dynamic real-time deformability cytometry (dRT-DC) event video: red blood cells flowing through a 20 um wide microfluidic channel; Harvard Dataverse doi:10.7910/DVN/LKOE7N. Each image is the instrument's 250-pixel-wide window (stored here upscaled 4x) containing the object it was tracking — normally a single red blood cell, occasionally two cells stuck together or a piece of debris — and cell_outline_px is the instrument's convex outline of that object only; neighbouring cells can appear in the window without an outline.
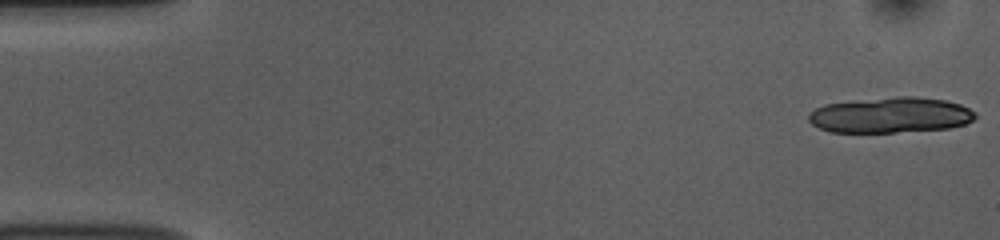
{"species": "common noctule bat (a hibernating species)", "species_latin": "Nyctalus noctula", "temperature_condition": "room temperature", "stored_images_in_passage": 14, "camera_frame_rate_fps": 3000, "um_per_image_px": 0.085, "animal": {"sex": "female", "body_mass_g": 10.0, "forearm_length_mm": 53.1}, "frame": {"image": 1, "passage_image": 1, "time_ms": 0.0, "image_size_px": [1000, 240], "cell_outline_px": [[976, 116], [972, 120], [964, 124], [948, 128], [896, 132], [828, 132], [812, 124], [808, 120], [808, 112], [824, 104], [896, 96], [916, 96], [944, 100], [960, 104], [976, 112]], "centroid_in_image_um": [75.67, 9.78], "position_along_channel_um": 9.3, "area_um2": 34.56}}